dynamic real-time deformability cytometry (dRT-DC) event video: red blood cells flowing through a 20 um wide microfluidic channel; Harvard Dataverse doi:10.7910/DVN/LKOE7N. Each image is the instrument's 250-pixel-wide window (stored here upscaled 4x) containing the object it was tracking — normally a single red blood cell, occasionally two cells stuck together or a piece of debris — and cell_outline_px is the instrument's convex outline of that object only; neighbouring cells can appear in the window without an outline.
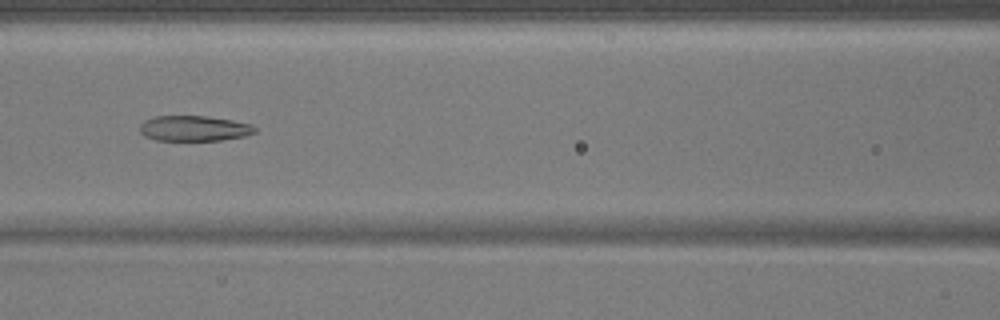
{"species": "common noctule bat (a hibernating species)", "species_latin": "Nyctalus noctula", "temperature_condition": "warm", "stored_images_in_passage": 42, "camera_frame_rate_fps": 3000, "um_per_image_px": 0.085, "animal": {"sex": "male", "body_mass_g": 17.9}, "frame": {"image": 1, "passage_image": 14, "time_ms": 4.333, "image_size_px": [1000, 320], "cell_outline_px": [[256, 132], [244, 136], [220, 140], [156, 140], [144, 136], [140, 132], [140, 124], [144, 120], [152, 116], [204, 116], [232, 120], [252, 124], [256, 128]], "centroid_in_image_um": [16.47, 10.91], "position_along_channel_um": 150.1, "area_um2": 17.05}}
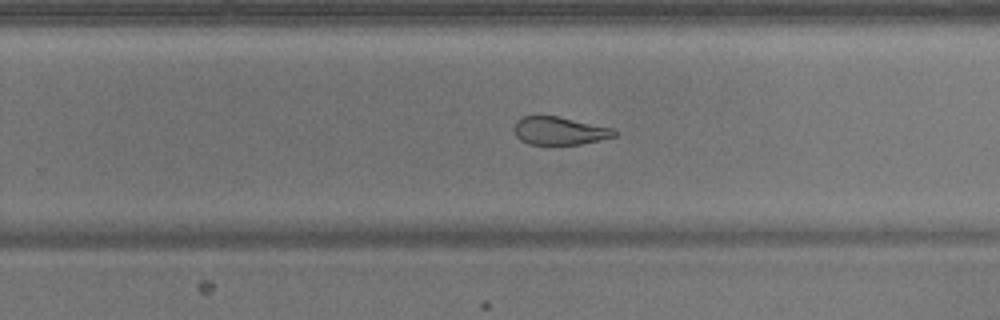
{"frame": {"image": 2, "passage_image": 24, "time_ms": 7.667, "image_size_px": [1000, 320], "cell_outline_px": [[616, 136], [600, 140], [580, 144], [528, 144], [520, 140], [516, 136], [512, 128], [516, 120], [524, 116], [560, 116], [612, 128], [616, 132]], "centroid_in_image_um": [47.52, 11.11], "position_along_channel_um": 282.3, "area_um2": 16.42}}
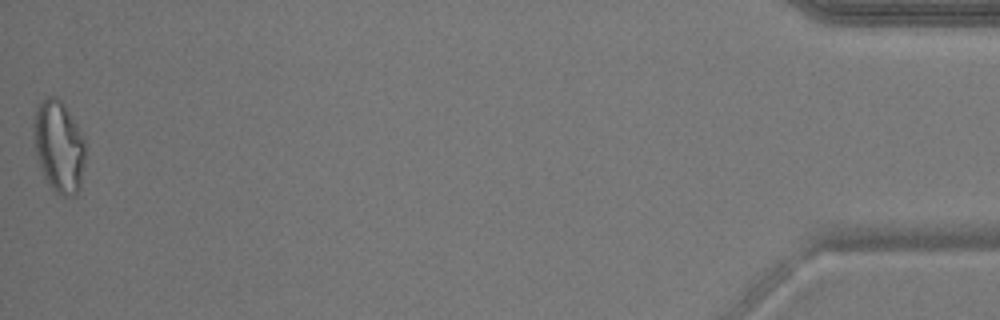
{"frame": {"image": 3, "passage_image": 42, "time_ms": 13.667, "image_size_px": [1000, 320], "cell_outline_px": [[84, 164], [80, 188], [76, 196], [64, 196], [56, 192], [44, 180], [36, 156], [32, 140], [32, 124], [36, 104], [48, 96], [56, 96], [64, 104], [84, 136]], "centroid_in_image_um": [4.96, 12.44], "position_along_channel_um": 430.2, "area_um2": 28.32}}